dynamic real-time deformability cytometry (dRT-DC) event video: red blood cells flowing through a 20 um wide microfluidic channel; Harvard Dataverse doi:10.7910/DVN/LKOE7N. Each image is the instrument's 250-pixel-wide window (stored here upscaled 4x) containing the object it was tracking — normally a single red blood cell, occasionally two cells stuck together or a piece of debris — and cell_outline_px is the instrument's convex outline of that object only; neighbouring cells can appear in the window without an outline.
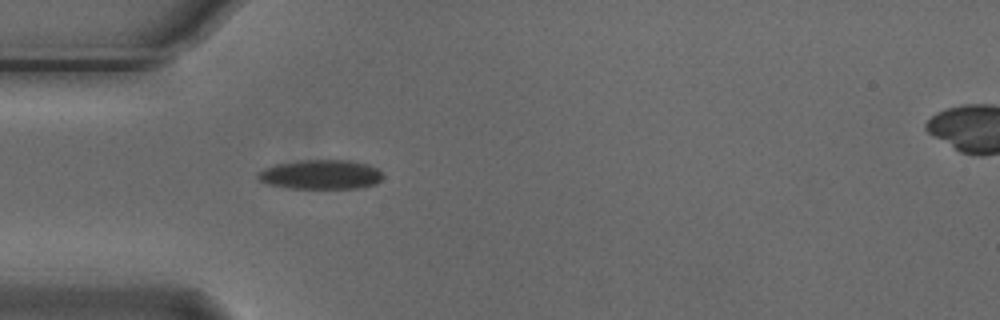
{"species": "Egyptian fruit bat (a non-hibernating species)", "species_latin": "Rousettus aegyptiacus", "temperature_condition": "cold", "stored_images_in_passage": 2, "segment_of_instrument_passage": [1, 2], "camera_frame_rate_fps": 3000, "um_per_image_px": 0.085, "animal": {"sex": "male"}, "frame": {"image": 1, "passage_image": 1, "time_ms": 0.0, "image_size_px": [1000, 320], "cell_outline_px": [[384, 176], [376, 184], [356, 188], [288, 188], [268, 184], [260, 180], [256, 176], [264, 168], [276, 164], [300, 160], [348, 160], [368, 164], [376, 168]], "centroid_in_image_um": [27.27, 14.83], "position_along_channel_um": 57.7, "area_um2": 21.33}}